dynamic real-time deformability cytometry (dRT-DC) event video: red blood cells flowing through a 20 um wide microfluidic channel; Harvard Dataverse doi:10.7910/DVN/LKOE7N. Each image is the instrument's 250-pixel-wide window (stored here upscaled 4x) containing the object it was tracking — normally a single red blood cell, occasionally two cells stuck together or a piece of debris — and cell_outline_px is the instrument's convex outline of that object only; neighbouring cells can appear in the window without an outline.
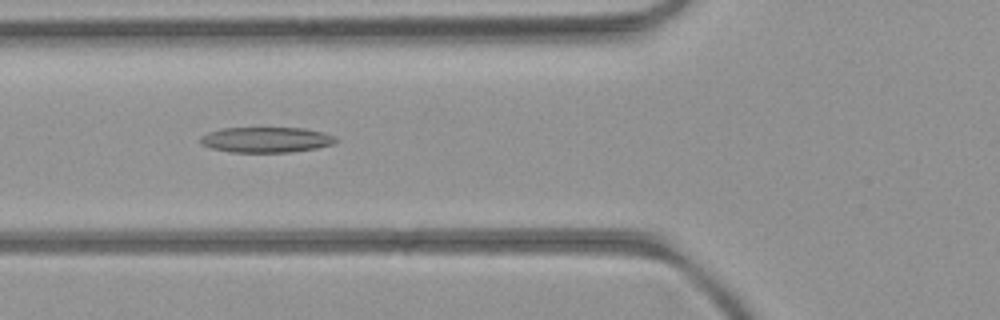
{"species": "common noctule bat (a hibernating species)", "species_latin": "Nyctalus noctula", "temperature_condition": "room temperature", "stored_images_in_passage": 40, "camera_frame_rate_fps": 3000, "um_per_image_px": 0.085, "animal": {"sex": "female", "body_mass_g": 21.9}, "frame": {"image": 1, "passage_image": 7, "time_ms": 2.0, "image_size_px": [1000, 320], "cell_outline_px": [[336, 140], [332, 144], [316, 148], [288, 152], [232, 152], [212, 148], [200, 144], [200, 136], [208, 132], [220, 128], [304, 128], [320, 132], [332, 136]], "centroid_in_image_um": [22.54, 11.87], "position_along_channel_um": 103.3, "area_um2": 19.83}}
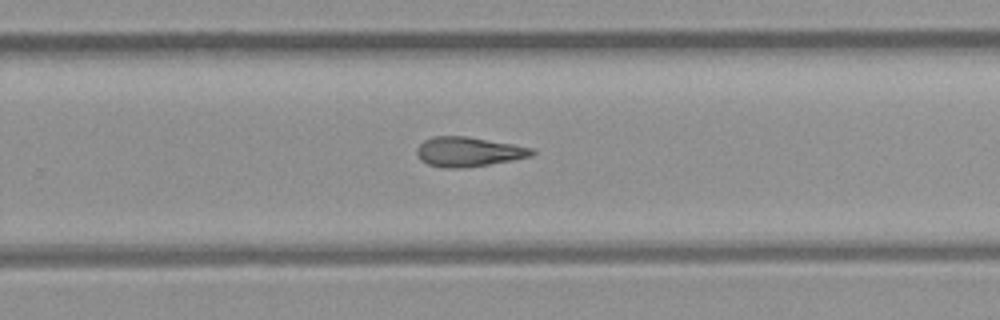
{"frame": {"image": 2, "passage_image": 21, "time_ms": 6.667, "image_size_px": [1000, 320], "cell_outline_px": [[536, 152], [532, 156], [512, 160], [488, 164], [460, 168], [444, 168], [428, 164], [420, 160], [416, 152], [416, 148], [424, 140], [432, 136], [468, 136], [536, 148]], "centroid_in_image_um": [39.83, 12.89], "position_along_channel_um": 290.0, "area_um2": 20.0}}
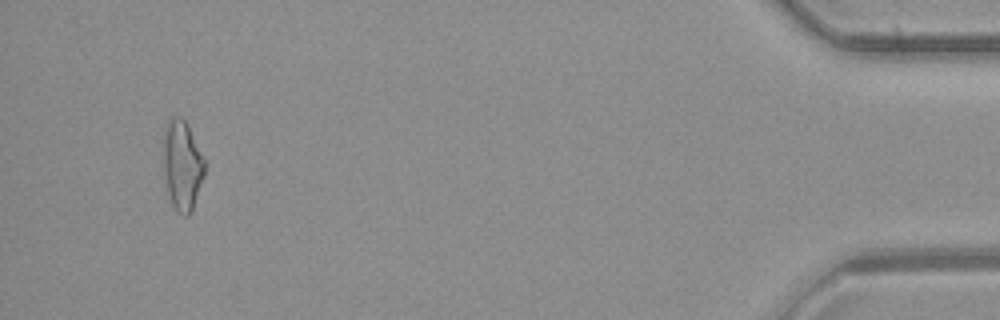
{"frame": {"image": 3, "passage_image": 37, "time_ms": 12.0, "image_size_px": [1000, 320], "cell_outline_px": [[204, 176], [192, 212], [188, 216], [184, 216], [176, 212], [172, 204], [168, 192], [164, 168], [164, 132], [168, 120], [172, 116], [180, 116], [184, 120], [204, 160]], "centroid_in_image_um": [15.48, 14.1], "position_along_channel_um": 419.7, "area_um2": 21.15}, "authors_computed_cell_mechanics": {"area_um2": 20.0277, "velocity_mm_per_s": 3.9958, "shape_relaxation_time_tau1_ms": null, "shape_relaxation_time_tau2_ms": 4.5752, "deformation_change_tau1": null, "deformation_change_tau2": 0.1648}}